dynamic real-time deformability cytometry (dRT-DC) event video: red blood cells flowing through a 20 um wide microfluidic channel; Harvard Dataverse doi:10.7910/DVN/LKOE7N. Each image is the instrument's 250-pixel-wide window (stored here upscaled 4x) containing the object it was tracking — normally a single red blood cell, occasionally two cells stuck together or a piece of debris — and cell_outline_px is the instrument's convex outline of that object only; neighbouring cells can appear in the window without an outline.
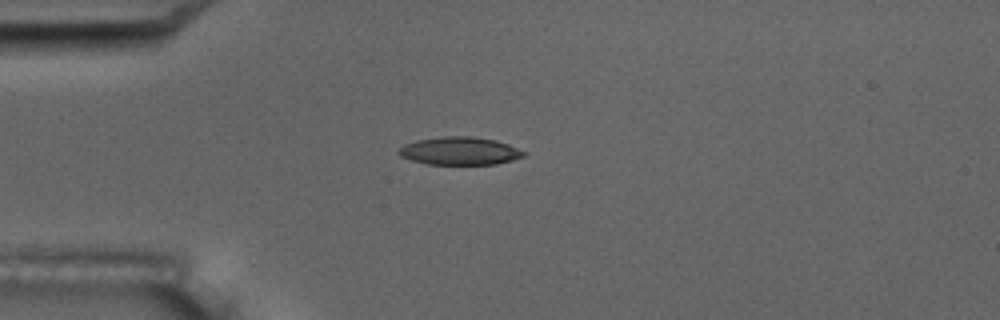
{"species": "common noctule bat (a hibernating species)", "species_latin": "Nyctalus noctula", "temperature_condition": "room temperature", "stored_images_in_passage": 7, "camera_frame_rate_fps": 3000, "um_per_image_px": 0.085, "animal": {"sex": "male", "body_mass_g": 17.5, "forearm_length_mm": 52.3}, "frame": {"image": 1, "passage_image": 4, "time_ms": 4.667, "image_size_px": [1000, 320], "cell_outline_px": [[524, 156], [512, 160], [496, 164], [428, 164], [412, 160], [400, 156], [396, 152], [404, 144], [416, 140], [444, 136], [472, 136], [496, 140], [508, 144], [524, 152]], "centroid_in_image_um": [39.04, 12.82], "position_along_channel_um": 46.0, "area_um2": 20.23}}